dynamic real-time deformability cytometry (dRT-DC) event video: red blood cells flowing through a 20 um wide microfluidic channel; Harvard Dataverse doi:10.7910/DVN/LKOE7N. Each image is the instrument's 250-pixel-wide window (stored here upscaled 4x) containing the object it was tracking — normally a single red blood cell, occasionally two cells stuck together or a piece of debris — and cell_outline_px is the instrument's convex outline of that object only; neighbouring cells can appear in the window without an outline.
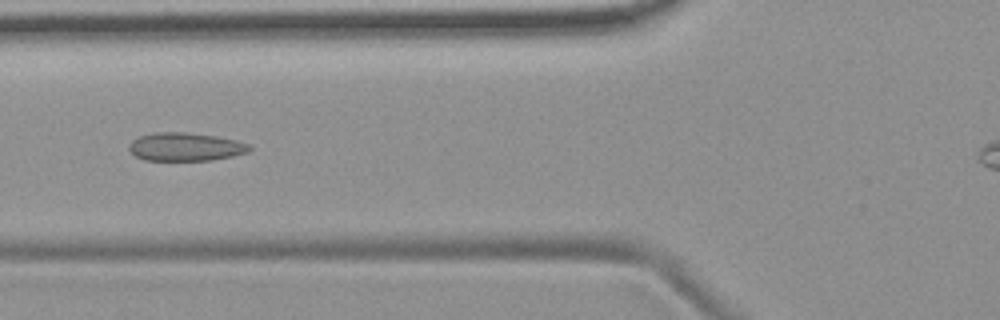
{"species": "common noctule bat (a hibernating species)", "species_latin": "Nyctalus noctula", "temperature_condition": "room temperature", "stored_images_in_passage": 8, "segment_of_instrument_passage": [1, 2], "camera_frame_rate_fps": 3000, "um_per_image_px": 0.085, "animal": {"sex": "female", "body_mass_g": 19.9}, "frame": {"image": 1, "passage_image": 6, "time_ms": 5.667, "image_size_px": [1000, 320], "cell_outline_px": [[252, 148], [248, 152], [232, 156], [212, 160], [144, 160], [136, 156], [128, 148], [132, 140], [140, 136], [156, 132], [184, 132], [216, 136], [236, 140], [252, 144]], "centroid_in_image_um": [15.8, 12.48], "position_along_channel_um": 110.0, "area_um2": 19.83}}
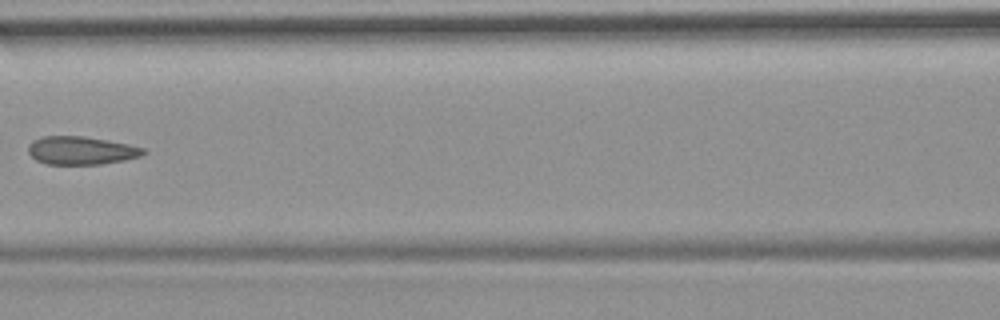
{"frame": {"image": 2, "passage_image": 7, "time_ms": 7.0, "image_size_px": [1000, 320], "cell_outline_px": [[148, 152], [140, 156], [124, 160], [100, 164], [48, 164], [36, 160], [28, 152], [28, 144], [32, 140], [44, 136], [84, 136], [108, 140], [128, 144], [144, 148]], "centroid_in_image_um": [6.89, 12.78], "position_along_channel_um": 159.7, "area_um2": 18.9}}